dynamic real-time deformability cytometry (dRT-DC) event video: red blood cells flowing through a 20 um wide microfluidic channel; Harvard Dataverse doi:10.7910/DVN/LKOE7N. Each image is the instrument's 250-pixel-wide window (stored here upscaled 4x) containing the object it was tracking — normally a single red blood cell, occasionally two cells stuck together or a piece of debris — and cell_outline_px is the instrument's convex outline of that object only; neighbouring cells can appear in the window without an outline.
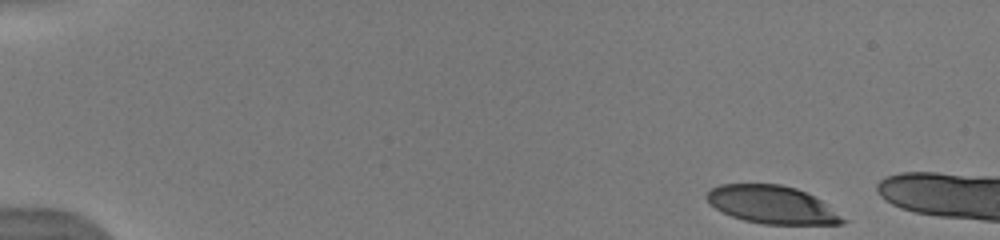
{"species": "human", "species_latin": "Homo sapiens", "temperature_condition": "warm", "stored_images_in_passage": 37, "camera_frame_rate_fps": 3000, "um_per_image_px": 0.085, "donor": {"sex": "male"}, "frame": {"image": 1, "passage_image": 1, "time_ms": 0.0, "image_size_px": [1000, 240], "cell_outline_px": [[848, 220], [844, 224], [764, 224], [744, 220], [732, 216], [716, 208], [704, 196], [712, 188], [720, 184], [780, 184], [796, 188], [820, 200]], "centroid_in_image_um": [65.63, 17.4], "position_along_channel_um": 19.4, "area_um2": 29.65}}
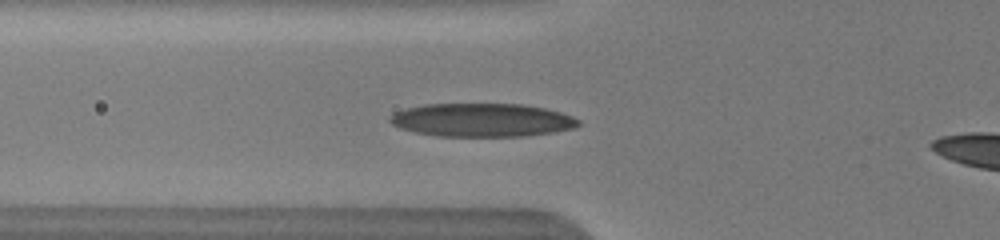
{"frame": {"image": 2, "passage_image": 18, "time_ms": 5.0, "image_size_px": [1000, 240], "cell_outline_px": [[580, 124], [576, 128], [552, 132], [524, 136], [436, 136], [416, 132], [400, 128], [392, 124], [388, 120], [388, 116], [404, 108], [424, 104], [520, 104], [544, 108], [560, 112], [572, 116], [580, 120]], "centroid_in_image_um": [40.95, 10.2], "position_along_channel_um": 84.9, "area_um2": 36.76}}
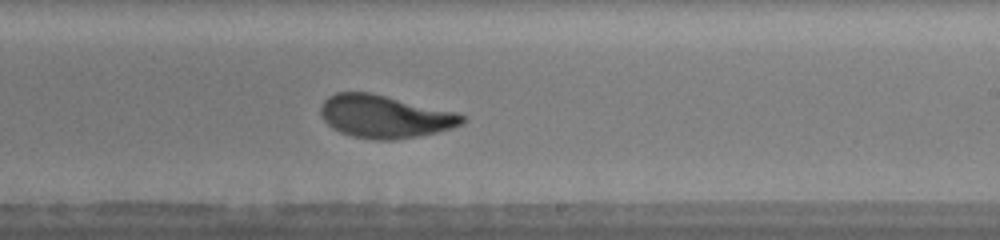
{"frame": {"image": 3, "passage_image": 27, "time_ms": 9.333, "image_size_px": [1000, 240], "cell_outline_px": [[468, 120], [464, 124], [452, 128], [436, 132], [416, 136], [392, 140], [372, 140], [352, 136], [340, 132], [332, 128], [324, 120], [320, 112], [320, 104], [328, 96], [336, 92], [372, 92], [456, 112], [464, 116]], "centroid_in_image_um": [32.7, 9.89], "position_along_channel_um": 256.3, "area_um2": 35.55}}